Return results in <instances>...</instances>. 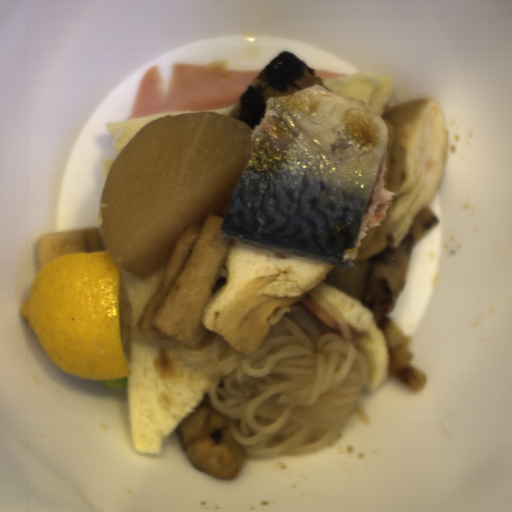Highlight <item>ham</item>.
I'll use <instances>...</instances> for the list:
<instances>
[{
  "instance_id": "ham-1",
  "label": "ham",
  "mask_w": 512,
  "mask_h": 512,
  "mask_svg": "<svg viewBox=\"0 0 512 512\" xmlns=\"http://www.w3.org/2000/svg\"><path fill=\"white\" fill-rule=\"evenodd\" d=\"M262 70L231 69L225 60L173 63L165 92L160 64H152L139 80L129 119L236 105Z\"/></svg>"
},
{
  "instance_id": "ham-3",
  "label": "ham",
  "mask_w": 512,
  "mask_h": 512,
  "mask_svg": "<svg viewBox=\"0 0 512 512\" xmlns=\"http://www.w3.org/2000/svg\"><path fill=\"white\" fill-rule=\"evenodd\" d=\"M313 70H314L316 76L319 77L322 82L332 79V78H335V77L352 74V73H344V72L329 71V70L314 69V68H313Z\"/></svg>"
},
{
  "instance_id": "ham-2",
  "label": "ham",
  "mask_w": 512,
  "mask_h": 512,
  "mask_svg": "<svg viewBox=\"0 0 512 512\" xmlns=\"http://www.w3.org/2000/svg\"><path fill=\"white\" fill-rule=\"evenodd\" d=\"M306 308H308L315 316H317L329 329L342 332V328L335 316L322 308L308 295L299 300Z\"/></svg>"
}]
</instances>
